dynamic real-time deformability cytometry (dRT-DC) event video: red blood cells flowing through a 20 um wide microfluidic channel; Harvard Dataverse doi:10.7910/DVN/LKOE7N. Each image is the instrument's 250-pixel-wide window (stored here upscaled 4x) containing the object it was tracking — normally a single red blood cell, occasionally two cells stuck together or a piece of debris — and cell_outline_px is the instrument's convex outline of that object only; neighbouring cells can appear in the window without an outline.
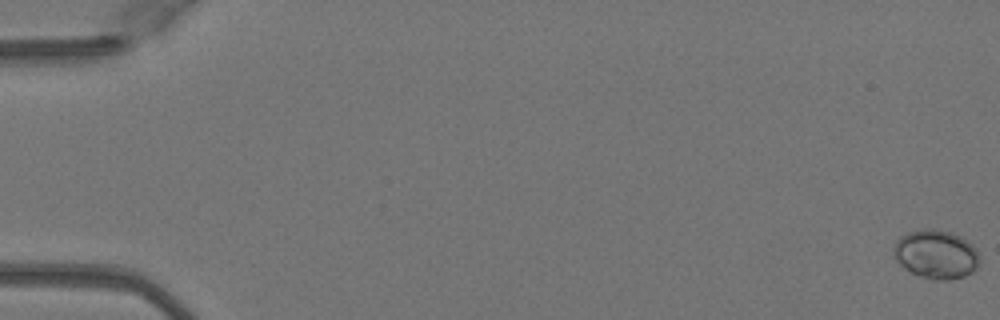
{"species": "Egyptian fruit bat (a non-hibernating species)", "species_latin": "Rousettus aegyptiacus", "temperature_condition": "warm", "stored_images_in_passage": 51, "camera_frame_rate_fps": 3000, "um_per_image_px": 0.085, "animal": {"sex": "female"}, "frame": {"image": 1, "passage_image": 1, "time_ms": 0.0, "image_size_px": [1000, 320], "cell_outline_px": [[980, 264], [972, 272], [964, 276], [948, 280], [932, 280], [920, 276], [904, 268], [896, 260], [892, 248], [896, 240], [900, 236], [908, 232], [928, 228], [932, 228], [952, 232], [960, 236], [972, 244], [976, 248], [980, 260]], "centroid_in_image_um": [79.56, 21.61], "position_along_channel_um": 5.4, "area_um2": 24.68}}
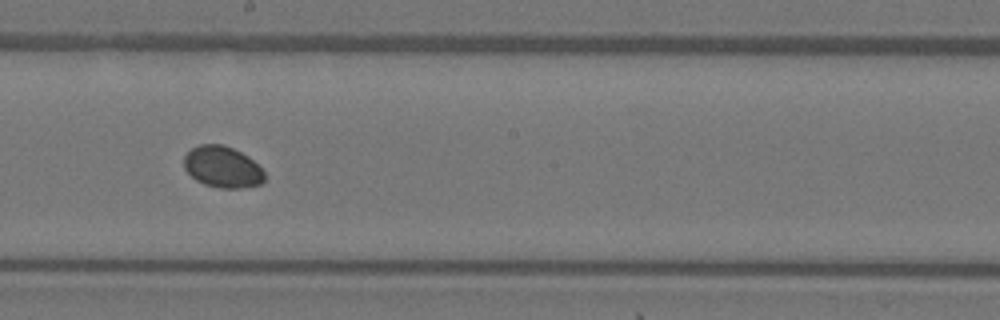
{"frame": {"image": 2, "passage_image": 30, "time_ms": 9.667, "image_size_px": [1000, 320], "cell_outline_px": [[264, 180], [260, 184], [240, 188], [220, 188], [204, 184], [196, 180], [184, 168], [184, 156], [192, 148], [200, 144], [224, 144], [248, 156], [264, 172]], "centroid_in_image_um": [18.89, 14.19], "position_along_channel_um": 229.3, "area_um2": 19.25}}
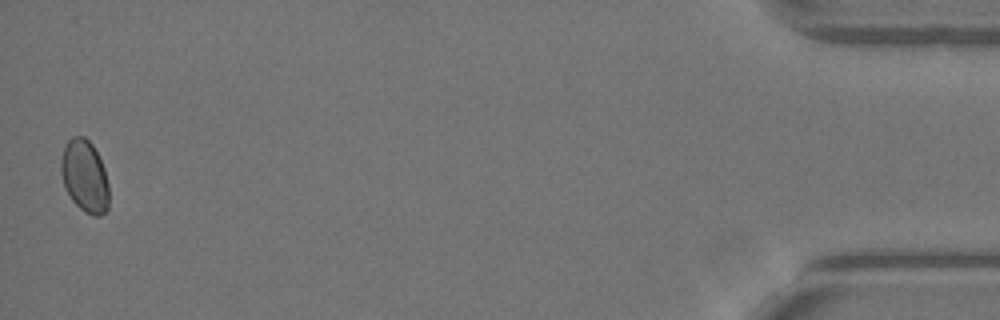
{"frame": {"image": 3, "passage_image": 51, "time_ms": 16.667, "image_size_px": [1000, 320], "cell_outline_px": [[108, 208], [100, 216], [92, 216], [84, 212], [72, 200], [64, 188], [60, 172], [60, 160], [64, 148], [68, 140], [72, 136], [84, 136], [92, 144], [104, 168], [108, 184]], "centroid_in_image_um": [7.17, 14.98], "position_along_channel_um": 428.0, "area_um2": 20.29}, "authors_computed_cell_mechanics": {"area_um2": 19.7098, "velocity_mm_per_s": 4.0788, "shape_relaxation_time_tau1_ms": null, "shape_relaxation_time_tau2_ms": 2.0858, "deformation_change_tau1": null, "deformation_change_tau2": 0.0173}}